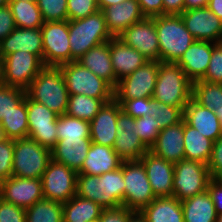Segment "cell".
I'll use <instances>...</instances> for the list:
<instances>
[{
	"mask_svg": "<svg viewBox=\"0 0 222 222\" xmlns=\"http://www.w3.org/2000/svg\"><path fill=\"white\" fill-rule=\"evenodd\" d=\"M124 190L121 167L100 176L77 173L76 195L94 201L103 209L122 206Z\"/></svg>",
	"mask_w": 222,
	"mask_h": 222,
	"instance_id": "cell-1",
	"label": "cell"
},
{
	"mask_svg": "<svg viewBox=\"0 0 222 222\" xmlns=\"http://www.w3.org/2000/svg\"><path fill=\"white\" fill-rule=\"evenodd\" d=\"M26 95L58 116L68 107L69 93L59 66H44L26 89Z\"/></svg>",
	"mask_w": 222,
	"mask_h": 222,
	"instance_id": "cell-2",
	"label": "cell"
},
{
	"mask_svg": "<svg viewBox=\"0 0 222 222\" xmlns=\"http://www.w3.org/2000/svg\"><path fill=\"white\" fill-rule=\"evenodd\" d=\"M155 22L159 41L160 61L177 63L184 52L196 41L180 15L151 17Z\"/></svg>",
	"mask_w": 222,
	"mask_h": 222,
	"instance_id": "cell-3",
	"label": "cell"
},
{
	"mask_svg": "<svg viewBox=\"0 0 222 222\" xmlns=\"http://www.w3.org/2000/svg\"><path fill=\"white\" fill-rule=\"evenodd\" d=\"M192 83L177 63L160 61L152 98L184 110L192 98Z\"/></svg>",
	"mask_w": 222,
	"mask_h": 222,
	"instance_id": "cell-4",
	"label": "cell"
},
{
	"mask_svg": "<svg viewBox=\"0 0 222 222\" xmlns=\"http://www.w3.org/2000/svg\"><path fill=\"white\" fill-rule=\"evenodd\" d=\"M68 29L71 62L79 60L91 48L113 38L107 30L101 10L85 18L68 20Z\"/></svg>",
	"mask_w": 222,
	"mask_h": 222,
	"instance_id": "cell-5",
	"label": "cell"
},
{
	"mask_svg": "<svg viewBox=\"0 0 222 222\" xmlns=\"http://www.w3.org/2000/svg\"><path fill=\"white\" fill-rule=\"evenodd\" d=\"M51 150L26 137L14 140L12 176L41 179L49 162Z\"/></svg>",
	"mask_w": 222,
	"mask_h": 222,
	"instance_id": "cell-6",
	"label": "cell"
},
{
	"mask_svg": "<svg viewBox=\"0 0 222 222\" xmlns=\"http://www.w3.org/2000/svg\"><path fill=\"white\" fill-rule=\"evenodd\" d=\"M59 67L69 95L82 94L100 100L114 99V88L79 62L72 61Z\"/></svg>",
	"mask_w": 222,
	"mask_h": 222,
	"instance_id": "cell-7",
	"label": "cell"
},
{
	"mask_svg": "<svg viewBox=\"0 0 222 222\" xmlns=\"http://www.w3.org/2000/svg\"><path fill=\"white\" fill-rule=\"evenodd\" d=\"M120 167L125 182L122 206L140 212L156 198L150 186L145 167L140 160L123 161Z\"/></svg>",
	"mask_w": 222,
	"mask_h": 222,
	"instance_id": "cell-8",
	"label": "cell"
},
{
	"mask_svg": "<svg viewBox=\"0 0 222 222\" xmlns=\"http://www.w3.org/2000/svg\"><path fill=\"white\" fill-rule=\"evenodd\" d=\"M211 179L206 164L182 159L174 163L173 197L182 201L206 192Z\"/></svg>",
	"mask_w": 222,
	"mask_h": 222,
	"instance_id": "cell-9",
	"label": "cell"
},
{
	"mask_svg": "<svg viewBox=\"0 0 222 222\" xmlns=\"http://www.w3.org/2000/svg\"><path fill=\"white\" fill-rule=\"evenodd\" d=\"M40 29L44 66H60L71 62L68 20L44 22Z\"/></svg>",
	"mask_w": 222,
	"mask_h": 222,
	"instance_id": "cell-10",
	"label": "cell"
},
{
	"mask_svg": "<svg viewBox=\"0 0 222 222\" xmlns=\"http://www.w3.org/2000/svg\"><path fill=\"white\" fill-rule=\"evenodd\" d=\"M77 172L51 160L42 175L44 199L66 203L76 195Z\"/></svg>",
	"mask_w": 222,
	"mask_h": 222,
	"instance_id": "cell-11",
	"label": "cell"
},
{
	"mask_svg": "<svg viewBox=\"0 0 222 222\" xmlns=\"http://www.w3.org/2000/svg\"><path fill=\"white\" fill-rule=\"evenodd\" d=\"M159 61H148L133 73L123 77L114 89L115 99L153 97L158 75Z\"/></svg>",
	"mask_w": 222,
	"mask_h": 222,
	"instance_id": "cell-12",
	"label": "cell"
},
{
	"mask_svg": "<svg viewBox=\"0 0 222 222\" xmlns=\"http://www.w3.org/2000/svg\"><path fill=\"white\" fill-rule=\"evenodd\" d=\"M28 137L48 149H52L58 142V115L45 105L27 96Z\"/></svg>",
	"mask_w": 222,
	"mask_h": 222,
	"instance_id": "cell-13",
	"label": "cell"
},
{
	"mask_svg": "<svg viewBox=\"0 0 222 222\" xmlns=\"http://www.w3.org/2000/svg\"><path fill=\"white\" fill-rule=\"evenodd\" d=\"M44 67L43 62L27 51H16L4 57V81L26 90Z\"/></svg>",
	"mask_w": 222,
	"mask_h": 222,
	"instance_id": "cell-14",
	"label": "cell"
},
{
	"mask_svg": "<svg viewBox=\"0 0 222 222\" xmlns=\"http://www.w3.org/2000/svg\"><path fill=\"white\" fill-rule=\"evenodd\" d=\"M125 44L138 50L149 61L160 62L159 41L155 22L145 17L125 29L119 36Z\"/></svg>",
	"mask_w": 222,
	"mask_h": 222,
	"instance_id": "cell-15",
	"label": "cell"
},
{
	"mask_svg": "<svg viewBox=\"0 0 222 222\" xmlns=\"http://www.w3.org/2000/svg\"><path fill=\"white\" fill-rule=\"evenodd\" d=\"M0 198L26 210L44 199L42 180L10 176L0 183Z\"/></svg>",
	"mask_w": 222,
	"mask_h": 222,
	"instance_id": "cell-16",
	"label": "cell"
},
{
	"mask_svg": "<svg viewBox=\"0 0 222 222\" xmlns=\"http://www.w3.org/2000/svg\"><path fill=\"white\" fill-rule=\"evenodd\" d=\"M135 125V118L123 110L119 112L113 149L122 161L140 160L149 151L139 136L133 133Z\"/></svg>",
	"mask_w": 222,
	"mask_h": 222,
	"instance_id": "cell-17",
	"label": "cell"
},
{
	"mask_svg": "<svg viewBox=\"0 0 222 222\" xmlns=\"http://www.w3.org/2000/svg\"><path fill=\"white\" fill-rule=\"evenodd\" d=\"M180 16L195 40L222 42V20L207 7L187 10Z\"/></svg>",
	"mask_w": 222,
	"mask_h": 222,
	"instance_id": "cell-18",
	"label": "cell"
},
{
	"mask_svg": "<svg viewBox=\"0 0 222 222\" xmlns=\"http://www.w3.org/2000/svg\"><path fill=\"white\" fill-rule=\"evenodd\" d=\"M155 197L173 196L174 163L147 151L140 159Z\"/></svg>",
	"mask_w": 222,
	"mask_h": 222,
	"instance_id": "cell-19",
	"label": "cell"
},
{
	"mask_svg": "<svg viewBox=\"0 0 222 222\" xmlns=\"http://www.w3.org/2000/svg\"><path fill=\"white\" fill-rule=\"evenodd\" d=\"M121 105L114 98L105 103L90 122V139L93 143L113 147L116 140V127Z\"/></svg>",
	"mask_w": 222,
	"mask_h": 222,
	"instance_id": "cell-20",
	"label": "cell"
},
{
	"mask_svg": "<svg viewBox=\"0 0 222 222\" xmlns=\"http://www.w3.org/2000/svg\"><path fill=\"white\" fill-rule=\"evenodd\" d=\"M184 119L163 128L149 151L166 161L176 163L184 159Z\"/></svg>",
	"mask_w": 222,
	"mask_h": 222,
	"instance_id": "cell-21",
	"label": "cell"
},
{
	"mask_svg": "<svg viewBox=\"0 0 222 222\" xmlns=\"http://www.w3.org/2000/svg\"><path fill=\"white\" fill-rule=\"evenodd\" d=\"M19 50L32 53L43 62L41 29L16 27L0 42V54L3 56V58Z\"/></svg>",
	"mask_w": 222,
	"mask_h": 222,
	"instance_id": "cell-22",
	"label": "cell"
},
{
	"mask_svg": "<svg viewBox=\"0 0 222 222\" xmlns=\"http://www.w3.org/2000/svg\"><path fill=\"white\" fill-rule=\"evenodd\" d=\"M101 11L104 14L107 30L112 37H118L125 29L145 18L137 0H127Z\"/></svg>",
	"mask_w": 222,
	"mask_h": 222,
	"instance_id": "cell-23",
	"label": "cell"
},
{
	"mask_svg": "<svg viewBox=\"0 0 222 222\" xmlns=\"http://www.w3.org/2000/svg\"><path fill=\"white\" fill-rule=\"evenodd\" d=\"M215 44V42L196 40L177 62L192 82L201 80L205 76Z\"/></svg>",
	"mask_w": 222,
	"mask_h": 222,
	"instance_id": "cell-24",
	"label": "cell"
},
{
	"mask_svg": "<svg viewBox=\"0 0 222 222\" xmlns=\"http://www.w3.org/2000/svg\"><path fill=\"white\" fill-rule=\"evenodd\" d=\"M109 51L118 81L149 61L138 50L128 46L118 37H113L109 41Z\"/></svg>",
	"mask_w": 222,
	"mask_h": 222,
	"instance_id": "cell-25",
	"label": "cell"
},
{
	"mask_svg": "<svg viewBox=\"0 0 222 222\" xmlns=\"http://www.w3.org/2000/svg\"><path fill=\"white\" fill-rule=\"evenodd\" d=\"M184 121L200 133L215 142L221 137L220 119L218 115L198 104L193 98L184 108Z\"/></svg>",
	"mask_w": 222,
	"mask_h": 222,
	"instance_id": "cell-26",
	"label": "cell"
},
{
	"mask_svg": "<svg viewBox=\"0 0 222 222\" xmlns=\"http://www.w3.org/2000/svg\"><path fill=\"white\" fill-rule=\"evenodd\" d=\"M122 162L113 147L92 142L82 168L77 173L100 176L117 170Z\"/></svg>",
	"mask_w": 222,
	"mask_h": 222,
	"instance_id": "cell-27",
	"label": "cell"
},
{
	"mask_svg": "<svg viewBox=\"0 0 222 222\" xmlns=\"http://www.w3.org/2000/svg\"><path fill=\"white\" fill-rule=\"evenodd\" d=\"M91 143L90 138L58 140L51 149L52 160L78 172L82 168Z\"/></svg>",
	"mask_w": 222,
	"mask_h": 222,
	"instance_id": "cell-28",
	"label": "cell"
},
{
	"mask_svg": "<svg viewBox=\"0 0 222 222\" xmlns=\"http://www.w3.org/2000/svg\"><path fill=\"white\" fill-rule=\"evenodd\" d=\"M77 62L98 77L103 78L114 89L118 86L119 81L116 79L111 63L109 41L91 48Z\"/></svg>",
	"mask_w": 222,
	"mask_h": 222,
	"instance_id": "cell-29",
	"label": "cell"
},
{
	"mask_svg": "<svg viewBox=\"0 0 222 222\" xmlns=\"http://www.w3.org/2000/svg\"><path fill=\"white\" fill-rule=\"evenodd\" d=\"M146 222H184L181 201L171 197H156L140 211Z\"/></svg>",
	"mask_w": 222,
	"mask_h": 222,
	"instance_id": "cell-30",
	"label": "cell"
},
{
	"mask_svg": "<svg viewBox=\"0 0 222 222\" xmlns=\"http://www.w3.org/2000/svg\"><path fill=\"white\" fill-rule=\"evenodd\" d=\"M184 222H216L217 213L208 191L181 201Z\"/></svg>",
	"mask_w": 222,
	"mask_h": 222,
	"instance_id": "cell-31",
	"label": "cell"
},
{
	"mask_svg": "<svg viewBox=\"0 0 222 222\" xmlns=\"http://www.w3.org/2000/svg\"><path fill=\"white\" fill-rule=\"evenodd\" d=\"M184 159L208 164L213 141L184 121Z\"/></svg>",
	"mask_w": 222,
	"mask_h": 222,
	"instance_id": "cell-32",
	"label": "cell"
},
{
	"mask_svg": "<svg viewBox=\"0 0 222 222\" xmlns=\"http://www.w3.org/2000/svg\"><path fill=\"white\" fill-rule=\"evenodd\" d=\"M63 207V222H91L100 218L103 208L92 200L75 195Z\"/></svg>",
	"mask_w": 222,
	"mask_h": 222,
	"instance_id": "cell-33",
	"label": "cell"
},
{
	"mask_svg": "<svg viewBox=\"0 0 222 222\" xmlns=\"http://www.w3.org/2000/svg\"><path fill=\"white\" fill-rule=\"evenodd\" d=\"M8 6L18 28H41L44 20L37 5L30 1H10Z\"/></svg>",
	"mask_w": 222,
	"mask_h": 222,
	"instance_id": "cell-34",
	"label": "cell"
},
{
	"mask_svg": "<svg viewBox=\"0 0 222 222\" xmlns=\"http://www.w3.org/2000/svg\"><path fill=\"white\" fill-rule=\"evenodd\" d=\"M8 139L28 137L27 95L25 99L1 120Z\"/></svg>",
	"mask_w": 222,
	"mask_h": 222,
	"instance_id": "cell-35",
	"label": "cell"
},
{
	"mask_svg": "<svg viewBox=\"0 0 222 222\" xmlns=\"http://www.w3.org/2000/svg\"><path fill=\"white\" fill-rule=\"evenodd\" d=\"M112 100H100L82 94L69 95L65 114L91 122L105 103Z\"/></svg>",
	"mask_w": 222,
	"mask_h": 222,
	"instance_id": "cell-36",
	"label": "cell"
},
{
	"mask_svg": "<svg viewBox=\"0 0 222 222\" xmlns=\"http://www.w3.org/2000/svg\"><path fill=\"white\" fill-rule=\"evenodd\" d=\"M26 222H63L62 203L42 199L25 210Z\"/></svg>",
	"mask_w": 222,
	"mask_h": 222,
	"instance_id": "cell-37",
	"label": "cell"
},
{
	"mask_svg": "<svg viewBox=\"0 0 222 222\" xmlns=\"http://www.w3.org/2000/svg\"><path fill=\"white\" fill-rule=\"evenodd\" d=\"M192 98L200 105L215 111L222 106L220 84L197 80L192 83Z\"/></svg>",
	"mask_w": 222,
	"mask_h": 222,
	"instance_id": "cell-38",
	"label": "cell"
},
{
	"mask_svg": "<svg viewBox=\"0 0 222 222\" xmlns=\"http://www.w3.org/2000/svg\"><path fill=\"white\" fill-rule=\"evenodd\" d=\"M58 140L73 138H90V122L67 114L57 118Z\"/></svg>",
	"mask_w": 222,
	"mask_h": 222,
	"instance_id": "cell-39",
	"label": "cell"
},
{
	"mask_svg": "<svg viewBox=\"0 0 222 222\" xmlns=\"http://www.w3.org/2000/svg\"><path fill=\"white\" fill-rule=\"evenodd\" d=\"M150 115L159 123V131L183 120L184 110L181 107L167 105L152 98Z\"/></svg>",
	"mask_w": 222,
	"mask_h": 222,
	"instance_id": "cell-40",
	"label": "cell"
},
{
	"mask_svg": "<svg viewBox=\"0 0 222 222\" xmlns=\"http://www.w3.org/2000/svg\"><path fill=\"white\" fill-rule=\"evenodd\" d=\"M135 120L136 125L133 133L138 135L141 141L150 149L160 133L159 123L151 115L135 118Z\"/></svg>",
	"mask_w": 222,
	"mask_h": 222,
	"instance_id": "cell-41",
	"label": "cell"
},
{
	"mask_svg": "<svg viewBox=\"0 0 222 222\" xmlns=\"http://www.w3.org/2000/svg\"><path fill=\"white\" fill-rule=\"evenodd\" d=\"M26 96V90L6 84L0 86V122L7 116L14 106L19 105Z\"/></svg>",
	"mask_w": 222,
	"mask_h": 222,
	"instance_id": "cell-42",
	"label": "cell"
},
{
	"mask_svg": "<svg viewBox=\"0 0 222 222\" xmlns=\"http://www.w3.org/2000/svg\"><path fill=\"white\" fill-rule=\"evenodd\" d=\"M44 22L68 20L67 0H38Z\"/></svg>",
	"mask_w": 222,
	"mask_h": 222,
	"instance_id": "cell-43",
	"label": "cell"
},
{
	"mask_svg": "<svg viewBox=\"0 0 222 222\" xmlns=\"http://www.w3.org/2000/svg\"><path fill=\"white\" fill-rule=\"evenodd\" d=\"M97 11V0H67L68 20L85 18Z\"/></svg>",
	"mask_w": 222,
	"mask_h": 222,
	"instance_id": "cell-44",
	"label": "cell"
},
{
	"mask_svg": "<svg viewBox=\"0 0 222 222\" xmlns=\"http://www.w3.org/2000/svg\"><path fill=\"white\" fill-rule=\"evenodd\" d=\"M121 105L122 110L133 118H139L145 115H150L152 108V97L150 98H135V99H116Z\"/></svg>",
	"mask_w": 222,
	"mask_h": 222,
	"instance_id": "cell-45",
	"label": "cell"
},
{
	"mask_svg": "<svg viewBox=\"0 0 222 222\" xmlns=\"http://www.w3.org/2000/svg\"><path fill=\"white\" fill-rule=\"evenodd\" d=\"M201 80L210 83H222V42L213 46L208 70Z\"/></svg>",
	"mask_w": 222,
	"mask_h": 222,
	"instance_id": "cell-46",
	"label": "cell"
},
{
	"mask_svg": "<svg viewBox=\"0 0 222 222\" xmlns=\"http://www.w3.org/2000/svg\"><path fill=\"white\" fill-rule=\"evenodd\" d=\"M14 140L0 142V183L12 176Z\"/></svg>",
	"mask_w": 222,
	"mask_h": 222,
	"instance_id": "cell-47",
	"label": "cell"
},
{
	"mask_svg": "<svg viewBox=\"0 0 222 222\" xmlns=\"http://www.w3.org/2000/svg\"><path fill=\"white\" fill-rule=\"evenodd\" d=\"M0 222H26L25 209L0 198Z\"/></svg>",
	"mask_w": 222,
	"mask_h": 222,
	"instance_id": "cell-48",
	"label": "cell"
},
{
	"mask_svg": "<svg viewBox=\"0 0 222 222\" xmlns=\"http://www.w3.org/2000/svg\"><path fill=\"white\" fill-rule=\"evenodd\" d=\"M207 166L213 179H222V136L213 142L212 153Z\"/></svg>",
	"mask_w": 222,
	"mask_h": 222,
	"instance_id": "cell-49",
	"label": "cell"
},
{
	"mask_svg": "<svg viewBox=\"0 0 222 222\" xmlns=\"http://www.w3.org/2000/svg\"><path fill=\"white\" fill-rule=\"evenodd\" d=\"M133 212L124 206L107 208L103 209L99 220L100 222H127Z\"/></svg>",
	"mask_w": 222,
	"mask_h": 222,
	"instance_id": "cell-50",
	"label": "cell"
},
{
	"mask_svg": "<svg viewBox=\"0 0 222 222\" xmlns=\"http://www.w3.org/2000/svg\"><path fill=\"white\" fill-rule=\"evenodd\" d=\"M16 28L8 5L0 7V42Z\"/></svg>",
	"mask_w": 222,
	"mask_h": 222,
	"instance_id": "cell-51",
	"label": "cell"
},
{
	"mask_svg": "<svg viewBox=\"0 0 222 222\" xmlns=\"http://www.w3.org/2000/svg\"><path fill=\"white\" fill-rule=\"evenodd\" d=\"M207 191L211 197L217 215L222 214V179H211Z\"/></svg>",
	"mask_w": 222,
	"mask_h": 222,
	"instance_id": "cell-52",
	"label": "cell"
},
{
	"mask_svg": "<svg viewBox=\"0 0 222 222\" xmlns=\"http://www.w3.org/2000/svg\"><path fill=\"white\" fill-rule=\"evenodd\" d=\"M141 13L145 17H155L163 15V0H137Z\"/></svg>",
	"mask_w": 222,
	"mask_h": 222,
	"instance_id": "cell-53",
	"label": "cell"
},
{
	"mask_svg": "<svg viewBox=\"0 0 222 222\" xmlns=\"http://www.w3.org/2000/svg\"><path fill=\"white\" fill-rule=\"evenodd\" d=\"M184 12V0H163V15H180Z\"/></svg>",
	"mask_w": 222,
	"mask_h": 222,
	"instance_id": "cell-54",
	"label": "cell"
},
{
	"mask_svg": "<svg viewBox=\"0 0 222 222\" xmlns=\"http://www.w3.org/2000/svg\"><path fill=\"white\" fill-rule=\"evenodd\" d=\"M208 2L209 0H184V11L207 7Z\"/></svg>",
	"mask_w": 222,
	"mask_h": 222,
	"instance_id": "cell-55",
	"label": "cell"
},
{
	"mask_svg": "<svg viewBox=\"0 0 222 222\" xmlns=\"http://www.w3.org/2000/svg\"><path fill=\"white\" fill-rule=\"evenodd\" d=\"M207 8L222 20V0H209Z\"/></svg>",
	"mask_w": 222,
	"mask_h": 222,
	"instance_id": "cell-56",
	"label": "cell"
},
{
	"mask_svg": "<svg viewBox=\"0 0 222 222\" xmlns=\"http://www.w3.org/2000/svg\"><path fill=\"white\" fill-rule=\"evenodd\" d=\"M125 1H127V0H97V4L99 7V10H102L106 7L111 6V5H116L119 3H123Z\"/></svg>",
	"mask_w": 222,
	"mask_h": 222,
	"instance_id": "cell-57",
	"label": "cell"
},
{
	"mask_svg": "<svg viewBox=\"0 0 222 222\" xmlns=\"http://www.w3.org/2000/svg\"><path fill=\"white\" fill-rule=\"evenodd\" d=\"M127 222H146L141 212L134 211L128 218Z\"/></svg>",
	"mask_w": 222,
	"mask_h": 222,
	"instance_id": "cell-58",
	"label": "cell"
},
{
	"mask_svg": "<svg viewBox=\"0 0 222 222\" xmlns=\"http://www.w3.org/2000/svg\"><path fill=\"white\" fill-rule=\"evenodd\" d=\"M4 58L3 56L0 54V86L5 84L4 81Z\"/></svg>",
	"mask_w": 222,
	"mask_h": 222,
	"instance_id": "cell-59",
	"label": "cell"
},
{
	"mask_svg": "<svg viewBox=\"0 0 222 222\" xmlns=\"http://www.w3.org/2000/svg\"><path fill=\"white\" fill-rule=\"evenodd\" d=\"M219 119H220V130H221V136H222V106H220L217 110L214 111Z\"/></svg>",
	"mask_w": 222,
	"mask_h": 222,
	"instance_id": "cell-60",
	"label": "cell"
},
{
	"mask_svg": "<svg viewBox=\"0 0 222 222\" xmlns=\"http://www.w3.org/2000/svg\"><path fill=\"white\" fill-rule=\"evenodd\" d=\"M7 139L8 138H7L6 134H5L4 128H3V126H2V124L0 122V142H3L5 140H7Z\"/></svg>",
	"mask_w": 222,
	"mask_h": 222,
	"instance_id": "cell-61",
	"label": "cell"
},
{
	"mask_svg": "<svg viewBox=\"0 0 222 222\" xmlns=\"http://www.w3.org/2000/svg\"><path fill=\"white\" fill-rule=\"evenodd\" d=\"M9 2L10 0H0V7L8 5Z\"/></svg>",
	"mask_w": 222,
	"mask_h": 222,
	"instance_id": "cell-62",
	"label": "cell"
},
{
	"mask_svg": "<svg viewBox=\"0 0 222 222\" xmlns=\"http://www.w3.org/2000/svg\"><path fill=\"white\" fill-rule=\"evenodd\" d=\"M216 222H222V214L217 215V221Z\"/></svg>",
	"mask_w": 222,
	"mask_h": 222,
	"instance_id": "cell-63",
	"label": "cell"
},
{
	"mask_svg": "<svg viewBox=\"0 0 222 222\" xmlns=\"http://www.w3.org/2000/svg\"><path fill=\"white\" fill-rule=\"evenodd\" d=\"M10 1H18V0H10ZM21 1H30V2H33V3H37L38 0H21Z\"/></svg>",
	"mask_w": 222,
	"mask_h": 222,
	"instance_id": "cell-64",
	"label": "cell"
},
{
	"mask_svg": "<svg viewBox=\"0 0 222 222\" xmlns=\"http://www.w3.org/2000/svg\"><path fill=\"white\" fill-rule=\"evenodd\" d=\"M91 222H100V220H99V219H97V220H94V221H91Z\"/></svg>",
	"mask_w": 222,
	"mask_h": 222,
	"instance_id": "cell-65",
	"label": "cell"
}]
</instances>
